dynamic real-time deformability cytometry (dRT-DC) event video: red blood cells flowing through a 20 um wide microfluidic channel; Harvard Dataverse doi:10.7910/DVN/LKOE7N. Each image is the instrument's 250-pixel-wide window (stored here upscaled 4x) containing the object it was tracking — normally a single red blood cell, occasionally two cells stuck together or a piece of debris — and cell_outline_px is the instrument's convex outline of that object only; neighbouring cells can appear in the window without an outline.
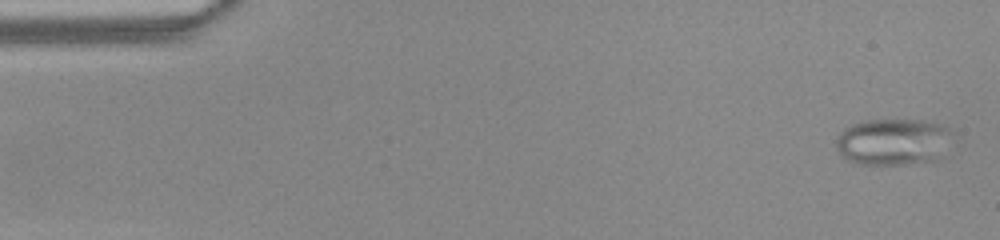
{"species": "common noctule bat (a hibernating species)", "species_latin": "Nyctalus noctula", "temperature_condition": "warm", "stored_images_in_passage": 51, "camera_frame_rate_fps": 3000, "um_per_image_px": 0.085, "animal": {"sex": "female", "body_mass_g": 22.0, "forearm_length_mm": 56.7}, "frame": {"image": 1, "passage_image": 2, "time_ms": 0.333, "image_size_px": [1000, 240], "cell_outline_px": [[948, 132], [936, 160], [912, 164], [852, 164], [844, 160], [840, 156], [836, 148], [836, 140], [840, 132], [844, 128], [852, 124], [868, 120], [924, 120], [940, 124], [948, 128]], "centroid_in_image_um": [75.75, 12.07], "position_along_channel_um": 9.2, "area_um2": 31.15}}
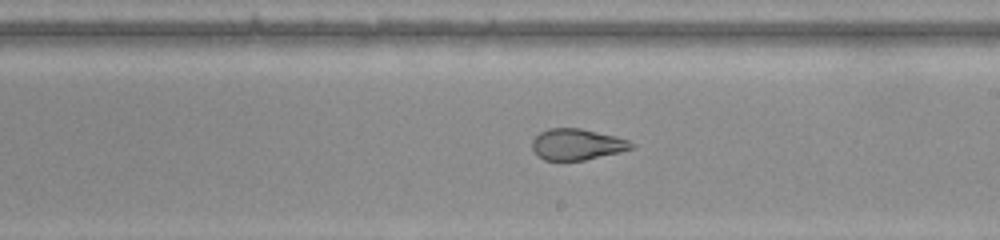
{"frame": {"image": 2, "passage_image": 29, "time_ms": 9.333, "image_size_px": [1000, 240], "cell_outline_px": [[636, 144], [632, 148], [620, 152], [584, 160], [544, 160], [532, 148], [532, 140], [540, 132], [548, 128], [580, 128], [616, 136], [628, 140]], "centroid_in_image_um": [49.06, 12.26], "position_along_channel_um": 239.9, "area_um2": 17.92}}
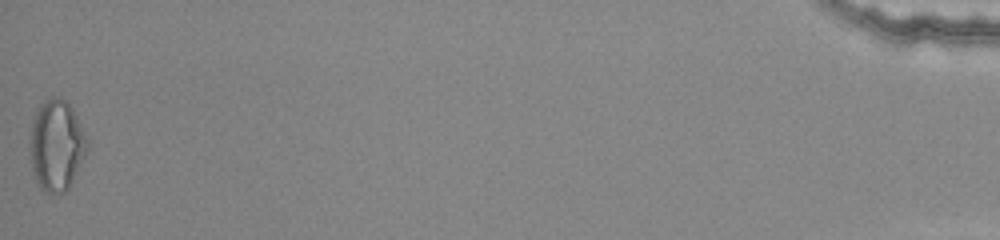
{"frame": {"image": 3, "passage_image": 51, "time_ms": 16.667, "image_size_px": [1000, 240], "cell_outline_px": [[88, 148], [68, 188], [64, 192], [44, 192], [40, 188], [36, 180], [32, 168], [28, 148], [28, 140], [32, 120], [36, 108], [40, 104], [52, 96], [64, 100], [72, 108], [88, 144]], "centroid_in_image_um": [4.73, 12.34], "position_along_channel_um": 430.5, "area_um2": 30.06}, "authors_computed_cell_mechanics": {"area_um2": 24.3338, "velocity_mm_per_s": 3.9914, "shape_relaxation_time_tau1_ms": null, "shape_relaxation_time_tau2_ms": 1.0764, "deformation_change_tau1": null, "deformation_change_tau2": 0.0839}}